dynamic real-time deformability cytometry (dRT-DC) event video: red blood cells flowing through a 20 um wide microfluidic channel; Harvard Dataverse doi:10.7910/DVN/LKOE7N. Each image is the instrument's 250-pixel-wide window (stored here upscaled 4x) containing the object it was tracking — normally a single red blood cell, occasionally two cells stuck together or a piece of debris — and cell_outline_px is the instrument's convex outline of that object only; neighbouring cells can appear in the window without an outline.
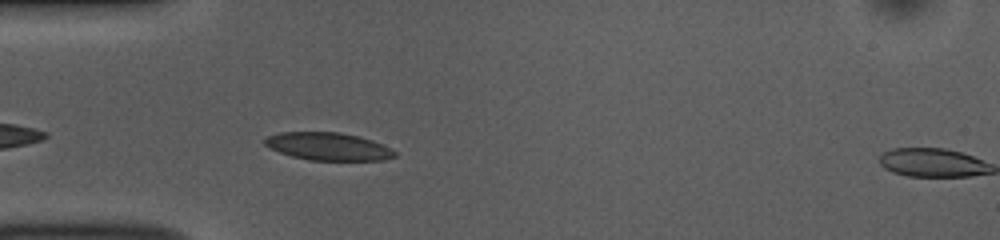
{"species": "common noctule bat (a hibernating species)", "species_latin": "Nyctalus noctula", "temperature_condition": "room temperature", "stored_images_in_passage": 5, "camera_frame_rate_fps": 3000, "um_per_image_px": 0.085, "animal": {"sex": "female", "body_mass_g": 10.0, "forearm_length_mm": 53.1}, "frame": {"image": 1, "passage_image": 4, "time_ms": 1.0, "image_size_px": [1000, 240], "cell_outline_px": [[396, 156], [384, 160], [308, 160], [292, 156], [268, 148], [264, 144], [264, 140], [268, 136], [280, 132], [340, 132], [372, 140], [396, 152]], "centroid_in_image_um": [27.85, 12.45], "position_along_channel_um": 57.1, "area_um2": 20.81}}